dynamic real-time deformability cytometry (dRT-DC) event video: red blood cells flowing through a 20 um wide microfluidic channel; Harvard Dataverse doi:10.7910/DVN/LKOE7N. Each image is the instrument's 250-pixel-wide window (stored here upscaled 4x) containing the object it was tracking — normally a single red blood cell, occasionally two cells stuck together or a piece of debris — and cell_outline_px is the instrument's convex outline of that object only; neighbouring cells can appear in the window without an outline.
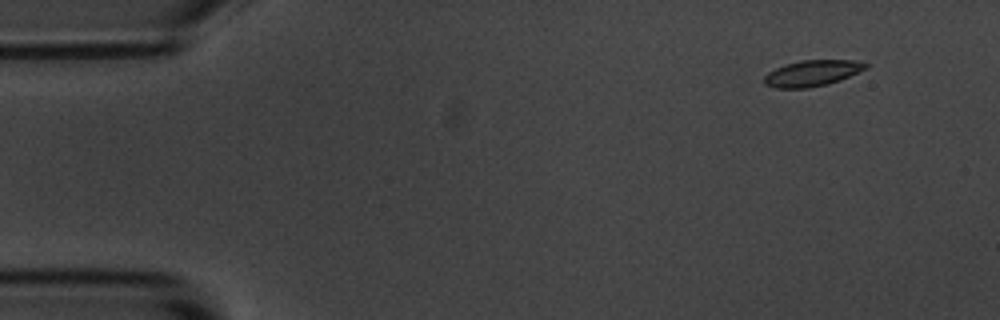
{"species": "common noctule bat (a hibernating species)", "species_latin": "Nyctalus noctula", "temperature_condition": "room temperature", "stored_images_in_passage": 4, "camera_frame_rate_fps": 3000, "um_per_image_px": 0.085, "animal": {"sex": "male", "body_mass_g": 20.1, "forearm_length_mm": 53.5}, "frame": {"image": 1, "passage_image": 1, "time_ms": 0.0, "image_size_px": [1000, 320], "cell_outline_px": [[868, 68], [840, 80], [828, 84], [808, 88], [776, 88], [764, 84], [764, 76], [768, 72], [784, 64], [800, 60], [852, 60], [868, 64]], "centroid_in_image_um": [69.02, 6.22], "position_along_channel_um": 16.0, "area_um2": 15.43}}
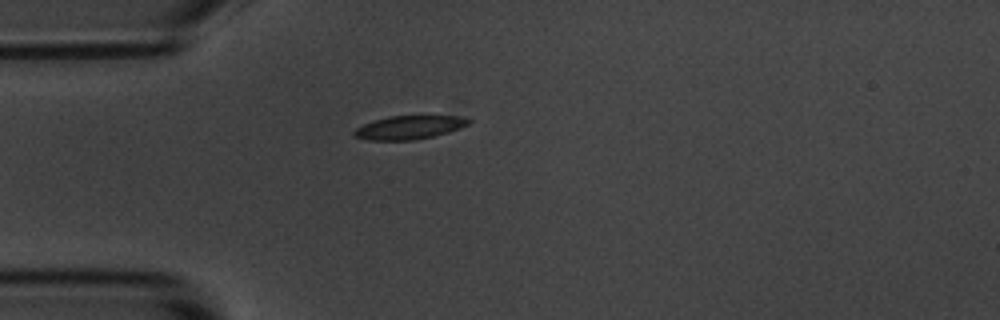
{"frame": {"image": 2, "passage_image": 3, "time_ms": 3.333, "image_size_px": [1000, 320], "cell_outline_px": [[472, 120], [468, 124], [448, 132], [432, 136], [412, 140], [368, 140], [356, 136], [352, 132], [356, 128], [364, 124], [388, 116], [456, 116]], "centroid_in_image_um": [34.75, 10.83], "position_along_channel_um": 50.2, "area_um2": 15.32}}